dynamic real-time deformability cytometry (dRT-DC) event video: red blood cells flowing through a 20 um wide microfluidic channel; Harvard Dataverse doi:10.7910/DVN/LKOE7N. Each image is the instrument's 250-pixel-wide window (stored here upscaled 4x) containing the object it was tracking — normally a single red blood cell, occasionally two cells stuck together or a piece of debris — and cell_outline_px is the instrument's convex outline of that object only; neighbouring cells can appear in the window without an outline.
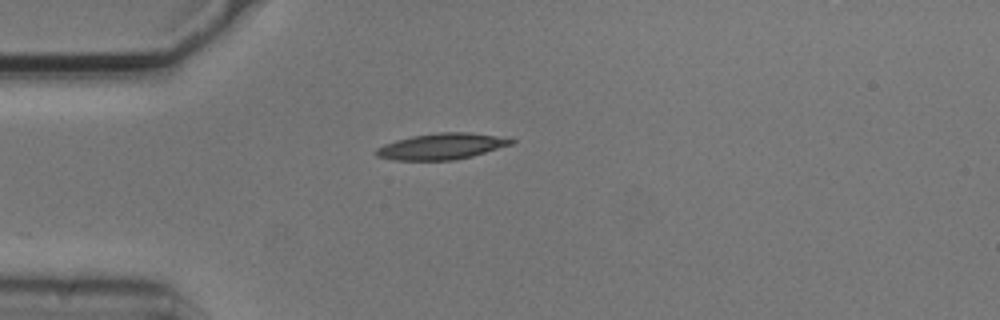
{"species": "common noctule bat (a hibernating species)", "species_latin": "Nyctalus noctula", "temperature_condition": "cold", "stored_images_in_passage": 1, "camera_frame_rate_fps": 3000, "um_per_image_px": 0.085, "animal": {"sex": "male", "body_mass_g": 20.5, "forearm_length_mm": 52.5}, "frame": {"image": 1, "passage_image": 1, "time_ms": 0.0, "image_size_px": [1000, 320], "cell_outline_px": [[516, 140], [512, 144], [472, 156], [456, 160], [392, 160], [376, 156], [372, 152], [376, 148], [384, 144], [396, 140], [412, 136], [440, 132], [468, 132], [496, 136]], "centroid_in_image_um": [37.47, 12.45], "position_along_channel_um": 47.5, "area_um2": 20.52}}